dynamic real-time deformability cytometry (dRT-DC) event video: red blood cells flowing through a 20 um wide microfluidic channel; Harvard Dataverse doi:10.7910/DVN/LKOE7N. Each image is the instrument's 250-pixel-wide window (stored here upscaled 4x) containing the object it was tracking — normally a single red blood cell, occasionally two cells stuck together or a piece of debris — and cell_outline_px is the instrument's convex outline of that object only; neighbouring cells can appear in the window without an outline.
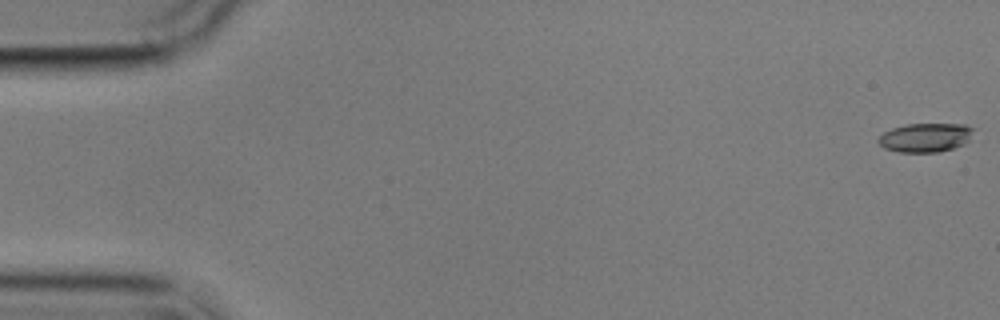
{"species": "common noctule bat (a hibernating species)", "species_latin": "Nyctalus noctula", "temperature_condition": "cold", "stored_images_in_passage": 5, "camera_frame_rate_fps": 3000, "um_per_image_px": 0.085, "animal": {"sex": "male", "body_mass_g": 17.9}, "frame": {"image": 1, "passage_image": 1, "time_ms": 0.0, "image_size_px": [1000, 320], "cell_outline_px": [[976, 128], [968, 140], [964, 144], [952, 148], [936, 152], [900, 152], [884, 148], [876, 140], [884, 132], [892, 128], [908, 124], [964, 124]], "centroid_in_image_um": [78.67, 11.68], "position_along_channel_um": 6.3, "area_um2": 16.01}}
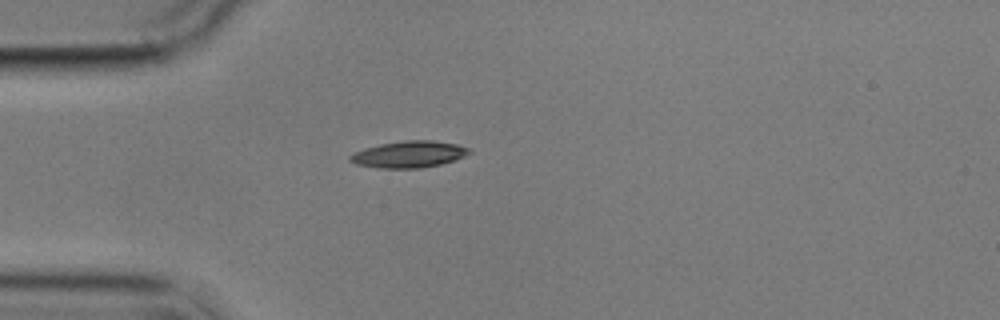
{"frame": {"image": 2, "passage_image": 4, "time_ms": 5.0, "image_size_px": [1000, 320], "cell_outline_px": [[472, 152], [456, 160], [440, 164], [420, 168], [380, 168], [356, 164], [348, 160], [348, 156], [364, 148], [380, 144], [404, 140], [432, 140], [456, 144], [468, 148]], "centroid_in_image_um": [34.75, 13.11], "position_along_channel_um": 50.2, "area_um2": 18.44}}